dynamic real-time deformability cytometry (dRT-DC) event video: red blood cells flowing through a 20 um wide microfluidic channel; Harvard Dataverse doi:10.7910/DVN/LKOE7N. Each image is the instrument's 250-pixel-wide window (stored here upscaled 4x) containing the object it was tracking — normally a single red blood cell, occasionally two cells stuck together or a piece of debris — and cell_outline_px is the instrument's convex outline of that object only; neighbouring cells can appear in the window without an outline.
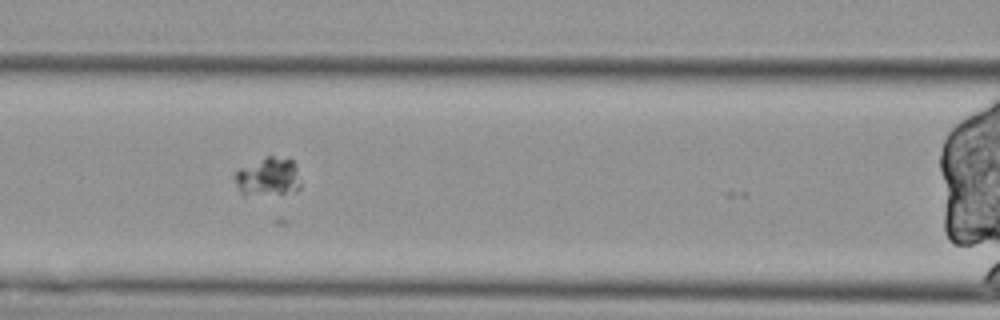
{"species": "Egyptian fruit bat (a non-hibernating species)", "species_latin": "Rousettus aegyptiacus", "temperature_condition": "cold", "stored_images_in_passage": 8, "camera_frame_rate_fps": 3000, "um_per_image_px": 0.085, "animal": {"sex": "female"}, "frame": {"image": 1, "passage_image": 6, "time_ms": 1.667, "image_size_px": [1000, 320], "cell_outline_px": [[300, 188], [296, 192], [244, 196], [240, 192], [236, 184], [236, 172], [240, 168], [264, 156], [288, 156], [296, 164], [300, 184]], "centroid_in_image_um": [22.82, 15.01], "position_along_channel_um": 143.8, "area_um2": 15.09}}
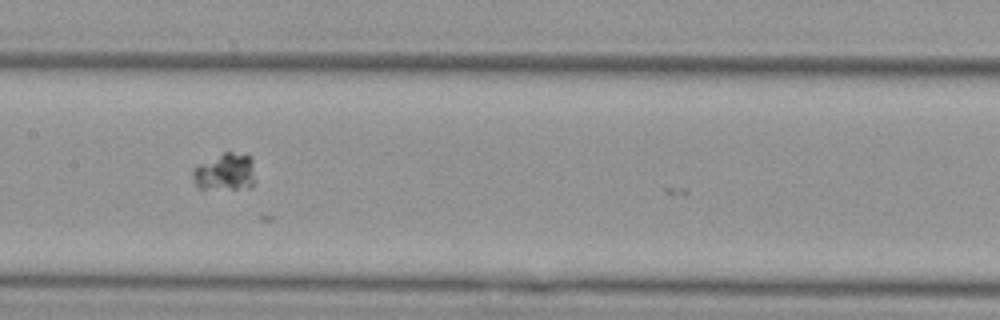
{"frame": {"image": 2, "passage_image": 7, "time_ms": 2.0, "image_size_px": [1000, 320], "cell_outline_px": [[256, 180], [252, 188], [200, 188], [196, 184], [192, 176], [192, 168], [196, 164], [224, 152], [248, 152], [252, 160]], "centroid_in_image_um": [19.17, 14.58], "position_along_channel_um": 188.2, "area_um2": 13.99}}
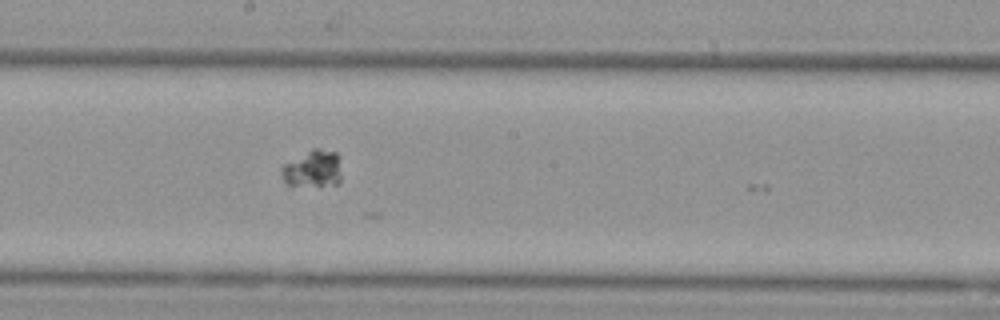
{"frame": {"image": 3, "passage_image": 8, "time_ms": 2.333, "image_size_px": [1000, 320], "cell_outline_px": [[340, 180], [336, 184], [292, 188], [288, 188], [284, 184], [280, 172], [280, 168], [284, 164], [312, 148], [320, 148], [336, 152], [340, 156]], "centroid_in_image_um": [26.53, 14.38], "position_along_channel_um": 221.7, "area_um2": 13.64}}